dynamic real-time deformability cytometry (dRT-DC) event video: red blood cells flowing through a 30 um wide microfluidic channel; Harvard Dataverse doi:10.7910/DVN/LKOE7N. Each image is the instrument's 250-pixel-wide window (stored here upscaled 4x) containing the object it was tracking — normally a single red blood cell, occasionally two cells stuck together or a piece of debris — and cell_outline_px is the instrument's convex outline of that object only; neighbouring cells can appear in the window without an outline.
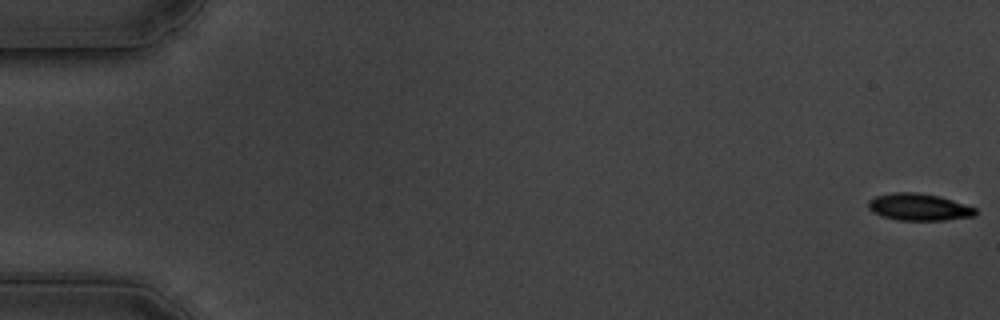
{"species": "common noctule bat (a hibernating species)", "species_latin": "Nyctalus noctula", "temperature_condition": "cold", "stored_images_in_passage": 60, "camera_frame_rate_fps": 3000, "um_per_image_px": 0.085, "animal": {"sex": "male", "body_mass_g": 19.5, "forearm_length_mm": 54.6}, "frame": {"image": 1, "passage_image": 1, "time_ms": 0.0, "image_size_px": [1000, 320], "cell_outline_px": [[976, 216], [944, 220], [900, 220], [880, 216], [872, 212], [868, 208], [868, 200], [876, 196], [892, 192], [916, 192], [940, 196], [976, 208]], "centroid_in_image_um": [78.08, 17.6], "position_along_channel_um": 6.9, "area_um2": 16.94}}
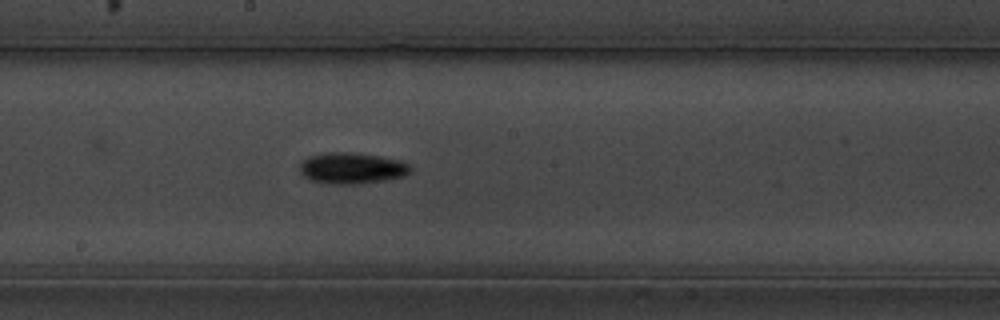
{"frame": {"image": 2, "passage_image": 33, "time_ms": 10.667, "image_size_px": [1000, 320], "cell_outline_px": [[412, 168], [404, 176], [388, 180], [360, 184], [324, 184], [308, 180], [300, 172], [300, 164], [308, 156], [324, 152], [352, 152], [380, 156], [400, 160], [408, 164]], "centroid_in_image_um": [29.88, 14.3], "position_along_channel_um": 218.3, "area_um2": 20.46}}
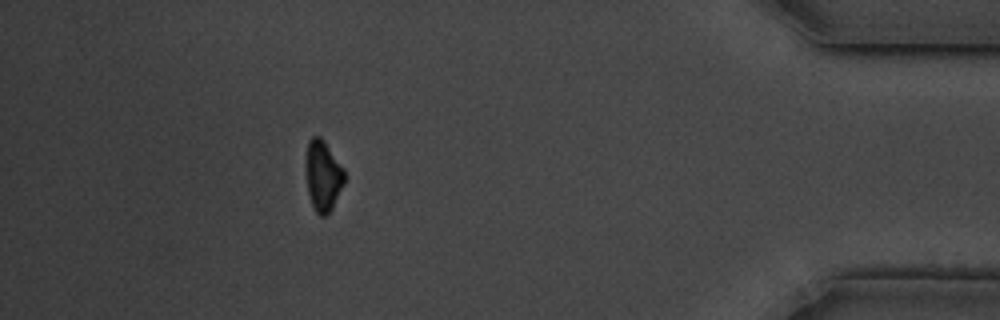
{"frame": {"image": 3, "passage_image": 54, "time_ms": 17.667, "image_size_px": [1000, 320], "cell_outline_px": [[344, 184], [332, 208], [324, 216], [320, 216], [316, 212], [312, 204], [308, 192], [304, 168], [304, 160], [308, 140], [312, 136], [320, 136], [324, 140], [344, 168]], "centroid_in_image_um": [27.42, 14.89], "position_along_channel_um": 407.8, "area_um2": 16.18}}